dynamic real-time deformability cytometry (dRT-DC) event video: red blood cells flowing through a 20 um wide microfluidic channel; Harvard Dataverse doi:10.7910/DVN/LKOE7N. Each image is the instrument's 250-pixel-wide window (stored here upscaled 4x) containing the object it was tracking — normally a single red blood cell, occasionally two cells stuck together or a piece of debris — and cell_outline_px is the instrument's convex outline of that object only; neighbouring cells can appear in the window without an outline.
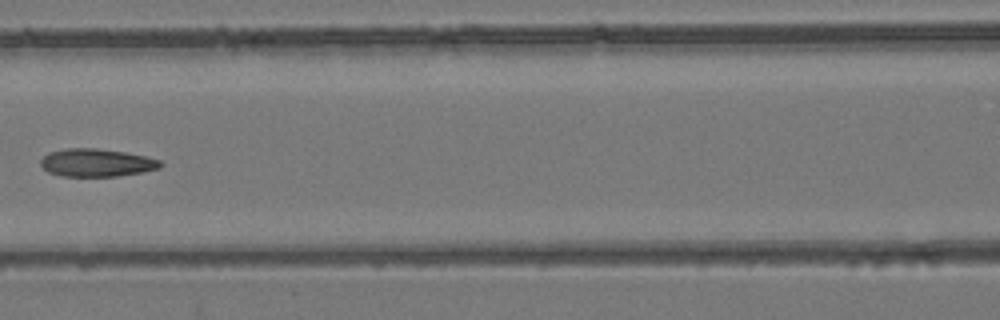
{"species": "common noctule bat (a hibernating species)", "species_latin": "Nyctalus noctula", "temperature_condition": "room temperature", "stored_images_in_passage": 7, "camera_frame_rate_fps": 3000, "um_per_image_px": 0.085, "animal": {"sex": "female", "body_mass_g": 24.6, "forearm_length_mm": 56.2}, "frame": {"image": 1, "passage_image": 7, "time_ms": 8.0, "image_size_px": [1000, 320], "cell_outline_px": [[164, 164], [160, 168], [144, 172], [116, 176], [64, 176], [48, 172], [40, 164], [40, 160], [48, 152], [64, 148], [96, 148], [124, 152], [144, 156], [160, 160]], "centroid_in_image_um": [8.21, 13.82], "position_along_channel_um": 158.4, "area_um2": 19.48}}